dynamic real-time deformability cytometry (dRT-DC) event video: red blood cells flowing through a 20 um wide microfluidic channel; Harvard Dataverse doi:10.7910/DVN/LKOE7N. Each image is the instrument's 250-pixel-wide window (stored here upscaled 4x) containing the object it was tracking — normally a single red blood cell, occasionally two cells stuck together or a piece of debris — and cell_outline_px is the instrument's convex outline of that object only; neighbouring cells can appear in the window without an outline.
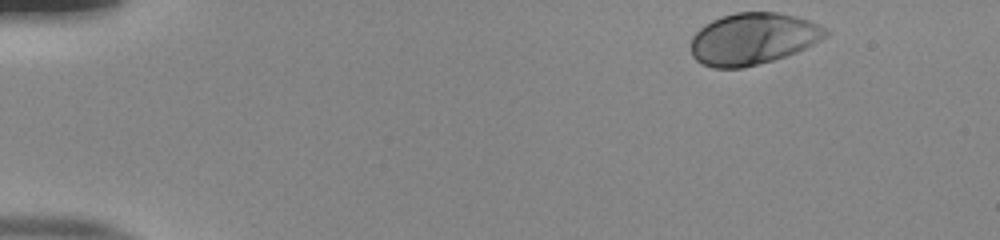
{"species": "human", "species_latin": "Homo sapiens", "temperature_condition": "room temperature", "stored_images_in_passage": 41, "camera_frame_rate_fps": 3000, "um_per_image_px": 0.085, "donor": {"sex": "male"}, "frame": {"image": 1, "passage_image": 1, "time_ms": 0.0, "image_size_px": [1000, 240], "cell_outline_px": [[832, 32], [828, 36], [796, 52], [772, 60], [744, 68], [712, 68], [700, 64], [692, 56], [692, 36], [704, 24], [712, 20], [736, 12], [776, 12], [796, 16], [808, 20], [828, 28]], "centroid_in_image_um": [64.01, 3.3], "position_along_channel_um": 21.0, "area_um2": 40.69}}
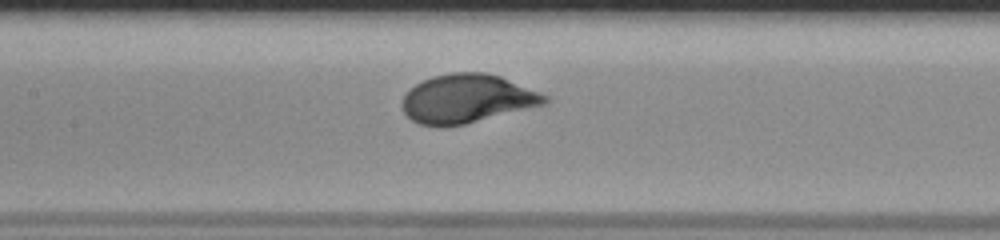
{"frame": {"image": 2, "passage_image": 21, "time_ms": 6.667, "image_size_px": [1000, 240], "cell_outline_px": [[548, 100], [544, 104], [464, 124], [444, 128], [440, 128], [420, 124], [412, 120], [404, 112], [400, 104], [404, 96], [416, 84], [432, 76], [452, 72], [488, 72], [500, 76], [540, 92], [548, 96]], "centroid_in_image_um": [39.66, 8.39], "position_along_channel_um": 167.7, "area_um2": 40.34}}
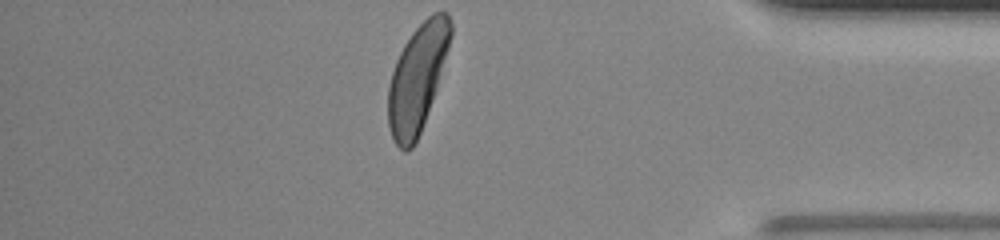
{"frame": {"image": 3, "passage_image": 41, "time_ms": 13.333, "image_size_px": [1000, 240], "cell_outline_px": [[452, 32], [448, 48], [436, 88], [432, 100], [420, 132], [412, 148], [408, 152], [404, 152], [396, 144], [392, 136], [388, 124], [388, 88], [392, 72], [396, 60], [404, 44], [412, 32], [432, 12], [448, 12], [452, 24]], "centroid_in_image_um": [35.46, 6.63], "position_along_channel_um": 399.7, "area_um2": 38.49}, "authors_computed_cell_mechanics": {"area_um2": 39.6508, "velocity_mm_per_s": 3.8829, "shape_relaxation_time_tau1_ms": 2.1227, "shape_relaxation_time_tau2_ms": null, "deformation_change_tau1": 0.1619, "deformation_change_tau2": null}}